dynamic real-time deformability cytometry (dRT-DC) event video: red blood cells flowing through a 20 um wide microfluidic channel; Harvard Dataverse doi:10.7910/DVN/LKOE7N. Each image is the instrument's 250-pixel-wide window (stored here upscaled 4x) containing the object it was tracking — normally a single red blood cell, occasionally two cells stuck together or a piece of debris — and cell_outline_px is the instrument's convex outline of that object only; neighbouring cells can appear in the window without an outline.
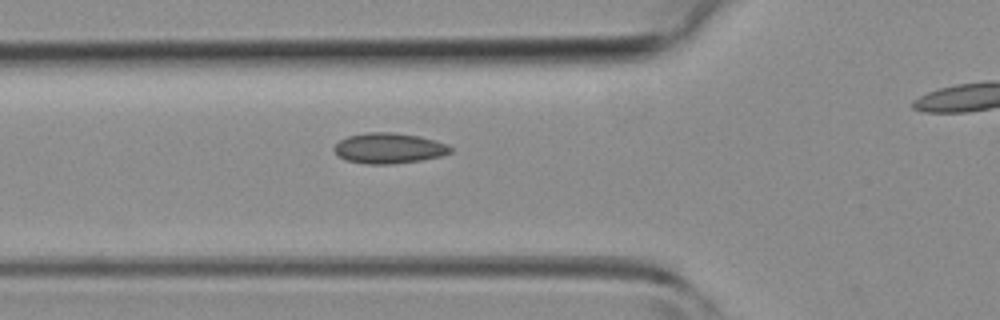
{"species": "common noctule bat (a hibernating species)", "species_latin": "Nyctalus noctula", "temperature_condition": "room temperature", "stored_images_in_passage": 5, "camera_frame_rate_fps": 3000, "um_per_image_px": 0.085, "animal": {"sex": "female", "body_mass_g": 19.3, "forearm_length_mm": 54.1}, "frame": {"image": 1, "passage_image": 4, "time_ms": 4.333, "image_size_px": [1000, 320], "cell_outline_px": [[452, 152], [440, 156], [420, 160], [392, 164], [368, 164], [344, 160], [336, 152], [336, 144], [340, 140], [348, 136], [368, 132], [392, 132], [420, 136], [448, 144], [452, 148]], "centroid_in_image_um": [33.09, 12.59], "position_along_channel_um": 92.7, "area_um2": 20.52}}